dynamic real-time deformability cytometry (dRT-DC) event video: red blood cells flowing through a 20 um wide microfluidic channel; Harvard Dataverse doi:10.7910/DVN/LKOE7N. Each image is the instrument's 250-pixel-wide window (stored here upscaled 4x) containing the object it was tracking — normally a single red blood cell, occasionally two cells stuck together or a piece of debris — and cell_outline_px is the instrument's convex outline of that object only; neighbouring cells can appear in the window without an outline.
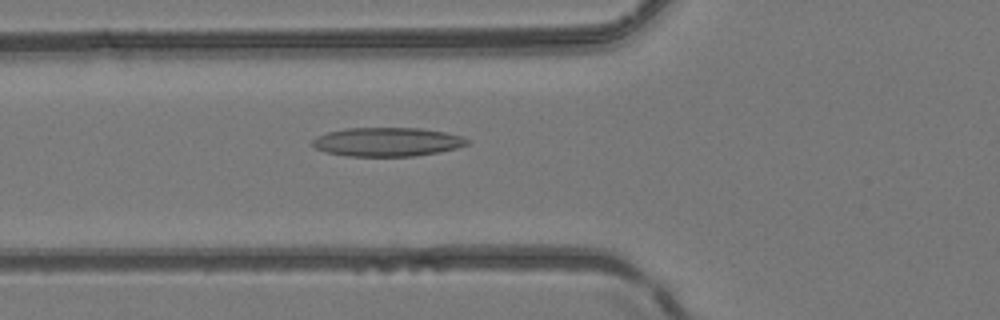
{"species": "common noctule bat (a hibernating species)", "species_latin": "Nyctalus noctula", "temperature_condition": "room temperature", "stored_images_in_passage": 50, "camera_frame_rate_fps": 3000, "um_per_image_px": 0.085, "animal": {"sex": "female", "body_mass_g": 24.6, "forearm_length_mm": 56.2}, "frame": {"image": 1, "passage_image": 19, "time_ms": 6.0, "image_size_px": [1000, 320], "cell_outline_px": [[472, 140], [468, 144], [456, 148], [440, 152], [416, 156], [344, 156], [324, 152], [316, 148], [312, 144], [312, 140], [316, 136], [328, 132], [348, 128], [420, 128], [444, 132], [460, 136]], "centroid_in_image_um": [32.91, 12.07], "position_along_channel_um": 92.9, "area_um2": 26.13}}
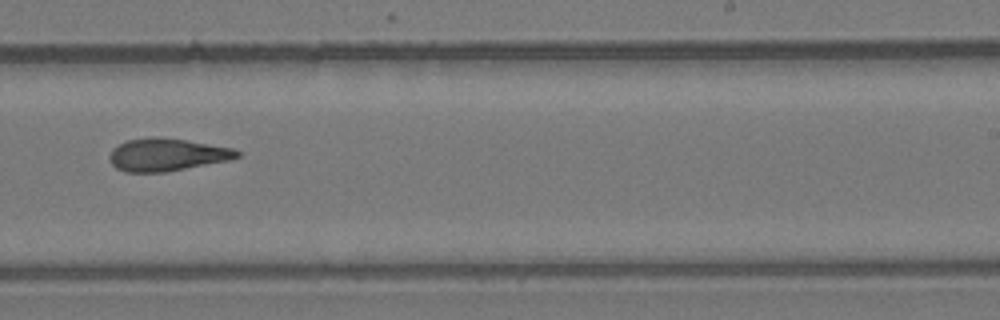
{"frame": {"image": 2, "passage_image": 32, "time_ms": 10.333, "image_size_px": [1000, 320], "cell_outline_px": [[240, 156], [228, 160], [164, 172], [124, 172], [116, 168], [112, 164], [108, 156], [112, 148], [128, 140], [156, 136], [184, 140], [232, 148], [240, 152]], "centroid_in_image_um": [14.13, 13.15], "position_along_channel_um": 274.9, "area_um2": 23.93}}
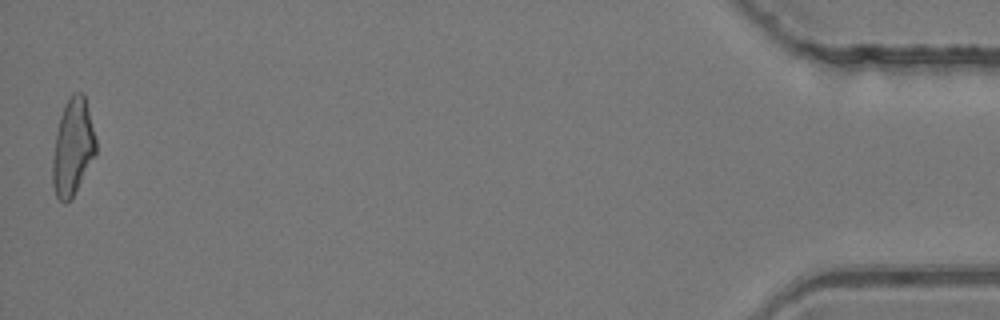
{"frame": {"image": 3, "passage_image": 50, "time_ms": 16.333, "image_size_px": [1000, 320], "cell_outline_px": [[96, 152], [72, 200], [64, 204], [56, 196], [52, 184], [52, 160], [56, 132], [60, 116], [64, 104], [68, 96], [72, 92], [84, 92], [96, 140]], "centroid_in_image_um": [6.17, 12.5], "position_along_channel_um": 429.0, "area_um2": 24.62}, "authors_computed_cell_mechanics": {"area_um2": 24.6517, "velocity_mm_per_s": 4.1916, "shape_relaxation_time_tau1_ms": null, "shape_relaxation_time_tau2_ms": 4.3893, "deformation_change_tau1": null, "deformation_change_tau2": 0.1543}}